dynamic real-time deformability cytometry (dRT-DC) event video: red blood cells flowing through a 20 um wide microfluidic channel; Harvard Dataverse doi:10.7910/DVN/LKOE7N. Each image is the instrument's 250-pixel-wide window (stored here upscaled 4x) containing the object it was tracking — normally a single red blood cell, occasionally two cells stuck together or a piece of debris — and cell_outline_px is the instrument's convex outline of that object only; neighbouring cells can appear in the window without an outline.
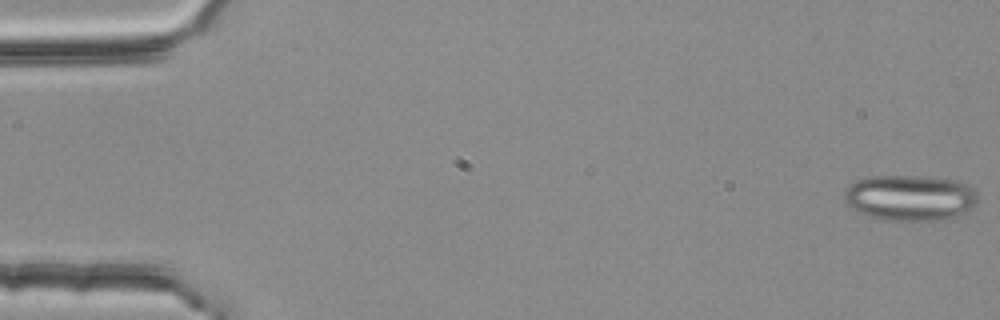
{"species": "common noctule bat (a hibernating species)", "species_latin": "Nyctalus noctula", "temperature_condition": "room temperature", "stored_images_in_passage": 4, "camera_frame_rate_fps": 3000, "um_per_image_px": 0.085, "animal": {"sex": "female", "body_mass_g": 25.1}, "frame": {"image": 1, "passage_image": 1, "time_ms": 0.0, "image_size_px": [1000, 320], "cell_outline_px": [[976, 204], [968, 212], [960, 216], [944, 220], [884, 220], [868, 216], [844, 204], [844, 188], [856, 180], [868, 176], [924, 176], [952, 180], [964, 184], [972, 188], [976, 192]], "centroid_in_image_um": [77.32, 16.82], "position_along_channel_um": 7.7, "area_um2": 35.95}}